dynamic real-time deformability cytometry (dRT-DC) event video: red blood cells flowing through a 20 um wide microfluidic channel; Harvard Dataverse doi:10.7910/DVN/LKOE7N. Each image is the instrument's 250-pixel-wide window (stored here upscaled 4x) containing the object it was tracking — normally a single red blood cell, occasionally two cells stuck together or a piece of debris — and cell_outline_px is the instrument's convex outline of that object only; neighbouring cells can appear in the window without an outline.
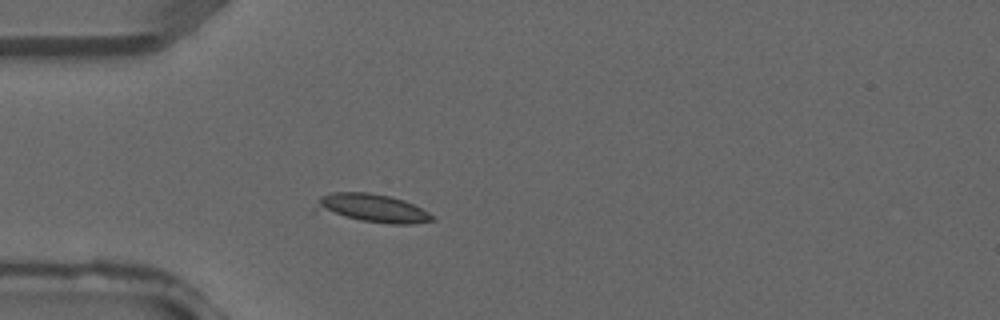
{"species": "common noctule bat (a hibernating species)", "species_latin": "Nyctalus noctula", "temperature_condition": "warm", "stored_images_in_passage": 1, "camera_frame_rate_fps": 3000, "um_per_image_px": 0.085, "animal": {"sex": "male", "forearm_length_mm": 52.5}, "frame": {"image": 1, "passage_image": 1, "time_ms": 0.0, "image_size_px": [1000, 320], "cell_outline_px": [[436, 220], [412, 224], [388, 224], [360, 220], [312, 212], [312, 208], [320, 196], [332, 192], [368, 192], [388, 196], [404, 200], [436, 216]], "centroid_in_image_um": [31.55, 17.7], "position_along_channel_um": 53.5, "area_um2": 19.71}}